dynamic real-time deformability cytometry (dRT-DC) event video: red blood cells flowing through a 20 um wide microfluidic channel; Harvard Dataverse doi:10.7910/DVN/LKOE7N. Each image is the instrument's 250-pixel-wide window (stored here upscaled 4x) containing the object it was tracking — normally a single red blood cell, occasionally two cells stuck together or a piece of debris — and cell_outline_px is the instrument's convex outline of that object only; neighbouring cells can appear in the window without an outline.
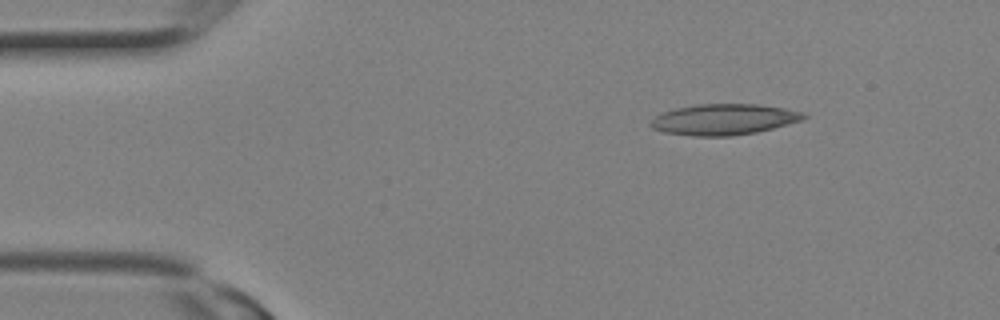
{"species": "Egyptian fruit bat (a non-hibernating species)", "species_latin": "Rousettus aegyptiacus", "temperature_condition": "room temperature", "stored_images_in_passage": 3, "camera_frame_rate_fps": 3000, "um_per_image_px": 0.085, "animal": {"sex": "female"}, "frame": {"image": 1, "passage_image": 3, "time_ms": 0.667, "image_size_px": [1000, 320], "cell_outline_px": [[808, 116], [804, 120], [756, 132], [732, 136], [692, 136], [664, 132], [652, 128], [648, 124], [656, 116], [664, 112], [676, 108], [696, 104], [756, 104], [784, 108], [804, 112]], "centroid_in_image_um": [61.54, 10.15], "position_along_channel_um": 23.5, "area_um2": 27.57}}